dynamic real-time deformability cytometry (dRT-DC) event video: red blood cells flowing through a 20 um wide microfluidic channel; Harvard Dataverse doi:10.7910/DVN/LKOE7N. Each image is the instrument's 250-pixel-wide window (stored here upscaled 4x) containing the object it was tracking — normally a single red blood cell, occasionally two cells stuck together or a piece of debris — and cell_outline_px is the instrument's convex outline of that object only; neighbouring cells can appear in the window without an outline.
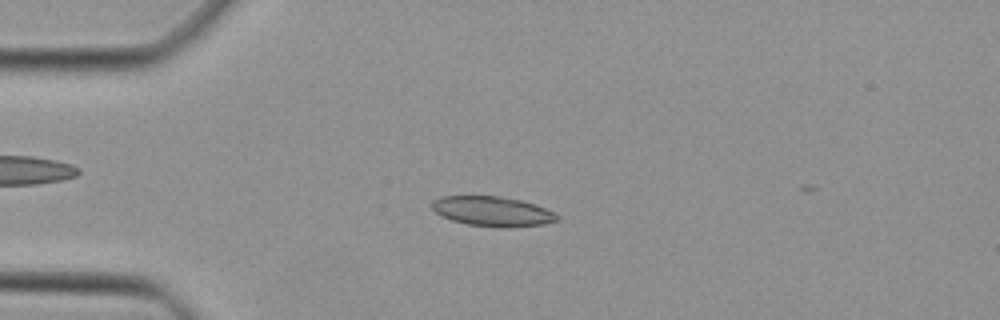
{"species": "Egyptian fruit bat (a non-hibernating species)", "species_latin": "Rousettus aegyptiacus", "temperature_condition": "cold", "stored_images_in_passage": 44, "camera_frame_rate_fps": 3000, "um_per_image_px": 0.085, "animal": {"sex": "female"}, "frame": {"image": 1, "passage_image": 11, "time_ms": 3.333, "image_size_px": [1000, 320], "cell_outline_px": [[560, 220], [544, 224], [508, 228], [496, 228], [468, 224], [452, 220], [440, 216], [432, 208], [432, 200], [440, 196], [500, 196], [520, 200], [536, 204], [556, 212], [560, 216]], "centroid_in_image_um": [41.9, 17.97], "position_along_channel_um": 43.1, "area_um2": 22.14}}
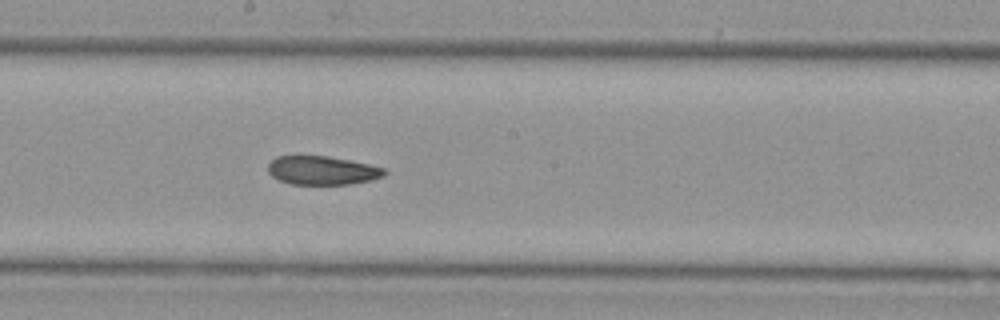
{"frame": {"image": 2, "passage_image": 25, "time_ms": 8.0, "image_size_px": [1000, 320], "cell_outline_px": [[388, 172], [384, 176], [372, 180], [348, 184], [292, 184], [280, 180], [272, 176], [268, 172], [268, 164], [276, 156], [328, 156], [368, 164], [384, 168]], "centroid_in_image_um": [27.4, 14.48], "position_along_channel_um": 220.8, "area_um2": 19.36}}
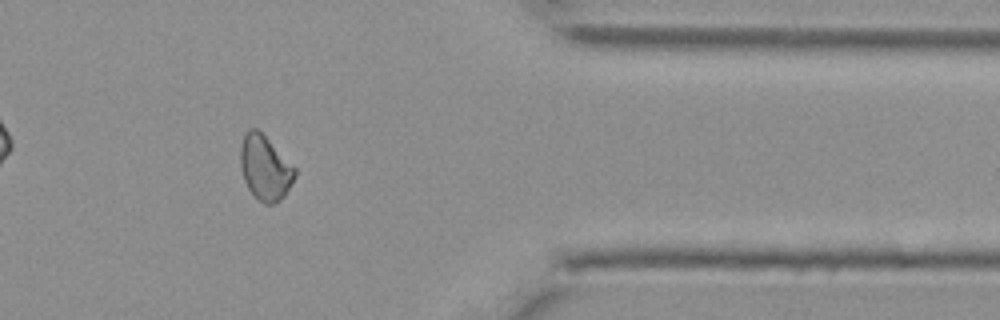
{"frame": {"image": 3, "passage_image": 38, "time_ms": 12.333, "image_size_px": [1000, 320], "cell_outline_px": [[296, 176], [284, 196], [280, 200], [272, 204], [264, 204], [256, 200], [248, 188], [244, 180], [240, 164], [240, 144], [248, 128], [256, 128], [296, 168]], "centroid_in_image_um": [22.51, 14.29], "position_along_channel_um": 388.9, "area_um2": 20.46}}